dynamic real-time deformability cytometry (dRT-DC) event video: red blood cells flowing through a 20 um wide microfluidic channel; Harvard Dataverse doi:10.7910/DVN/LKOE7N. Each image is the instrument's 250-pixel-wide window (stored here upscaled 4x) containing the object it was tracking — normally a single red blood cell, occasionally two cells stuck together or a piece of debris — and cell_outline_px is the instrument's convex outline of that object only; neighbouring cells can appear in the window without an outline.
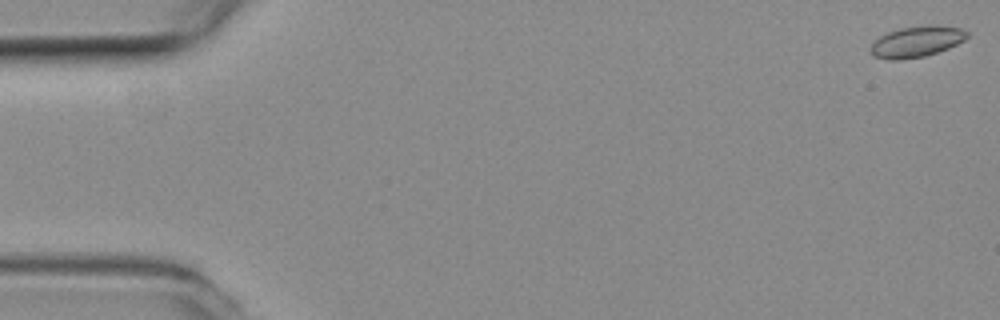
{"species": "common noctule bat (a hibernating species)", "species_latin": "Nyctalus noctula", "temperature_condition": "room temperature", "stored_images_in_passage": 18, "camera_frame_rate_fps": 3000, "um_per_image_px": 0.085, "animal": {"sex": "female", "body_mass_g": 19.3, "forearm_length_mm": 54.1}, "frame": {"image": 1, "passage_image": 1, "time_ms": 0.0, "image_size_px": [1000, 320], "cell_outline_px": [[968, 36], [964, 40], [948, 48], [924, 56], [896, 60], [892, 60], [876, 56], [868, 48], [880, 36], [888, 32], [900, 28], [932, 24], [936, 24], [960, 28], [968, 32]], "centroid_in_image_um": [77.93, 3.52], "position_along_channel_um": 7.1, "area_um2": 17.22}}
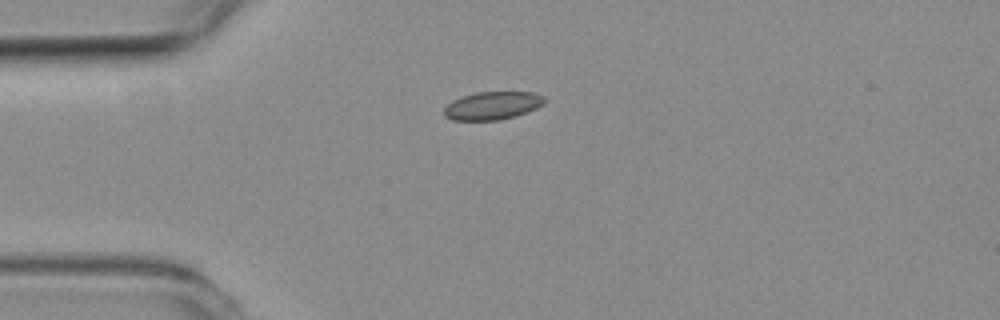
{"frame": {"image": 2, "passage_image": 14, "time_ms": 4.333, "image_size_px": [1000, 320], "cell_outline_px": [[544, 104], [536, 108], [516, 116], [496, 120], [452, 120], [444, 116], [444, 108], [452, 100], [476, 92], [536, 92], [544, 96]], "centroid_in_image_um": [41.86, 8.97], "position_along_channel_um": 43.1, "area_um2": 16.36}}